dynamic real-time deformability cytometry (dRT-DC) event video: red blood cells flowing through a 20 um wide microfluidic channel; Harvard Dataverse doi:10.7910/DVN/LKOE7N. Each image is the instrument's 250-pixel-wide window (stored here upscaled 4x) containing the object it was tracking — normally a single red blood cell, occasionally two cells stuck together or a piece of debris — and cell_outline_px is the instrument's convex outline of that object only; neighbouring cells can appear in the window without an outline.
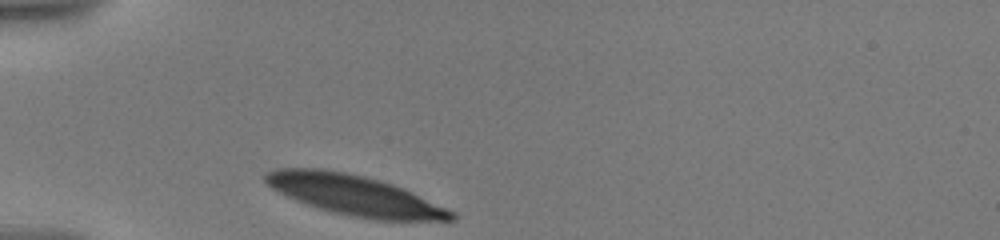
{"species": "human", "species_latin": "Homo sapiens", "temperature_condition": "warm", "stored_images_in_passage": 4, "camera_frame_rate_fps": 3000, "um_per_image_px": 0.085, "donor": {"sex": "male"}, "frame": {"image": 1, "passage_image": 1, "time_ms": 0.0, "image_size_px": [1000, 240], "cell_outline_px": [[456, 220], [376, 220], [352, 216], [332, 212], [296, 200], [272, 188], [264, 180], [264, 176], [268, 172], [276, 168], [324, 168], [364, 176], [380, 180], [392, 184], [412, 192], [456, 212]], "centroid_in_image_um": [30.16, 16.59], "position_along_channel_um": 54.8, "area_um2": 43.18}}
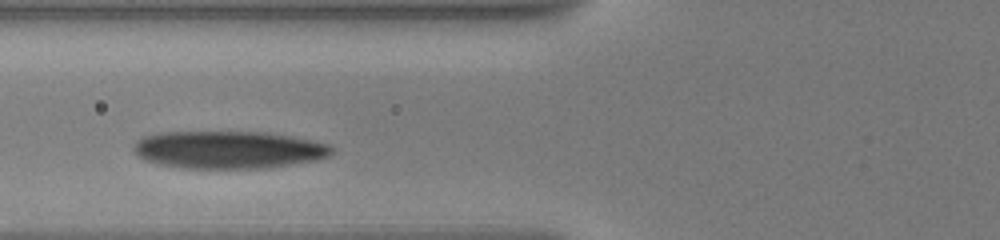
{"frame": {"image": 2, "passage_image": 3, "time_ms": 2.0, "image_size_px": [1000, 240], "cell_outline_px": [[332, 152], [328, 156], [320, 160], [268, 168], [180, 168], [156, 164], [144, 160], [136, 152], [136, 140], [144, 136], [156, 132], [268, 132], [292, 136], [312, 140], [328, 144], [332, 148]], "centroid_in_image_um": [19.44, 12.73], "position_along_channel_um": 106.4, "area_um2": 43.64}}